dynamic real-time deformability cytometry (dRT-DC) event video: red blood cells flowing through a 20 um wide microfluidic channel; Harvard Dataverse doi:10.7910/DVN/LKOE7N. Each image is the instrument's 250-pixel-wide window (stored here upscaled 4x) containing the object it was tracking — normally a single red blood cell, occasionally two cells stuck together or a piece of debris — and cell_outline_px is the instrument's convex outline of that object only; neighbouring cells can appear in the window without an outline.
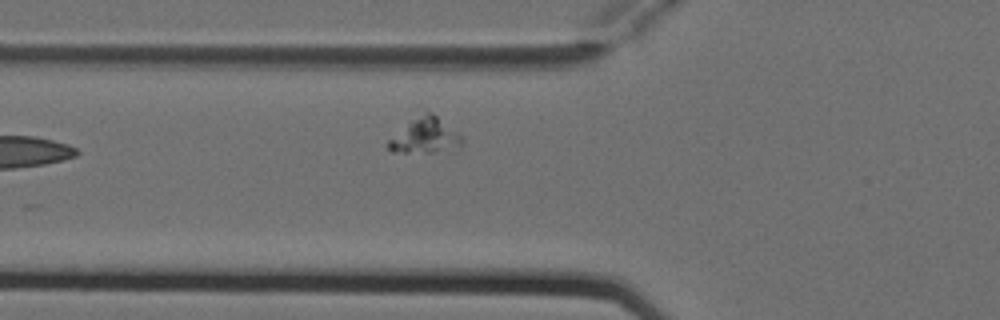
{"species": "Egyptian fruit bat (a non-hibernating species)", "species_latin": "Rousettus aegyptiacus", "temperature_condition": "cold", "stored_images_in_passage": 5, "camera_frame_rate_fps": 3000, "um_per_image_px": 0.085, "animal": {"sex": "female"}, "frame": {"image": 1, "passage_image": 5, "time_ms": 1.333, "image_size_px": [1000, 320], "cell_outline_px": [[464, 144], [432, 152], [392, 152], [388, 148], [388, 140], [412, 120], [428, 112], [432, 112], [456, 132], [464, 140]], "centroid_in_image_um": [36.11, 11.56], "position_along_channel_um": 89.7, "area_um2": 14.28}}